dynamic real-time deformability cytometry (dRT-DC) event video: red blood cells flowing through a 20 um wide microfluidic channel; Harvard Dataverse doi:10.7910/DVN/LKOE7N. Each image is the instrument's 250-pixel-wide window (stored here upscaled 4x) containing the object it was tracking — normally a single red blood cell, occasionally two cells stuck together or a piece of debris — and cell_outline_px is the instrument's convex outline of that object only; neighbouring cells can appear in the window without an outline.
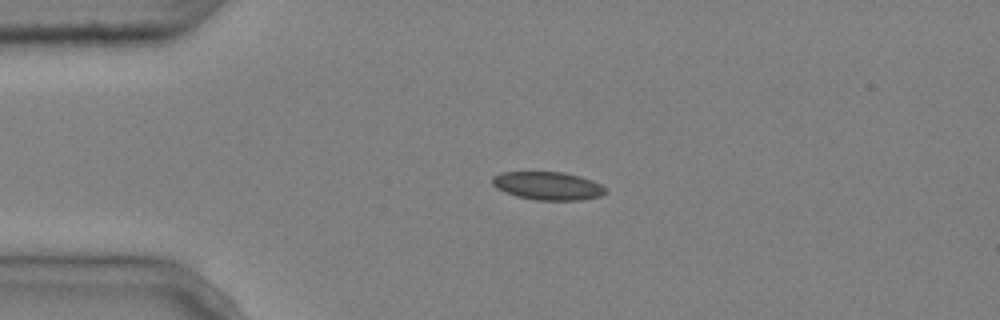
{"species": "common noctule bat (a hibernating species)", "species_latin": "Nyctalus noctula", "temperature_condition": "cold", "stored_images_in_passage": 4, "camera_frame_rate_fps": 3000, "um_per_image_px": 0.085, "animal": {"sex": "male", "body_mass_g": 20.4}, "frame": {"image": 1, "passage_image": 3, "time_ms": 0.667, "image_size_px": [1000, 320], "cell_outline_px": [[608, 192], [600, 196], [580, 200], [536, 200], [516, 196], [504, 192], [496, 188], [492, 184], [492, 176], [500, 172], [564, 172], [580, 176], [592, 180], [608, 188]], "centroid_in_image_um": [46.57, 15.79], "position_along_channel_um": 38.4, "area_um2": 18.79}}